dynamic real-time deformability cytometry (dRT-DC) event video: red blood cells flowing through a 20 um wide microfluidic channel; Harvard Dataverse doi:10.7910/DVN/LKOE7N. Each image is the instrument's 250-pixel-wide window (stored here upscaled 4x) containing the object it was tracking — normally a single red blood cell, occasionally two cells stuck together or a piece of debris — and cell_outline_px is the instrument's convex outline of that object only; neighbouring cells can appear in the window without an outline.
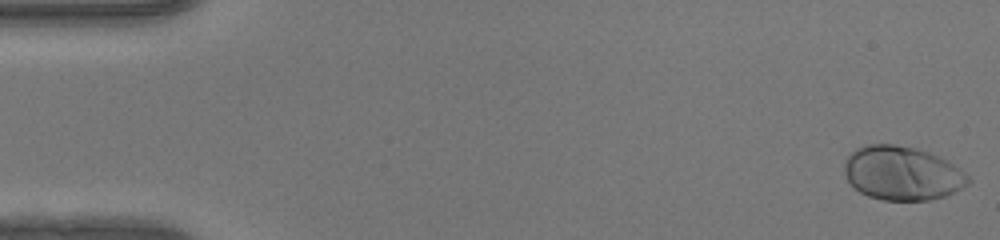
{"species": "human", "species_latin": "Homo sapiens", "temperature_condition": "warm", "stored_images_in_passage": 49, "camera_frame_rate_fps": 3000, "um_per_image_px": 0.085, "donor": {"sex": "female"}, "frame": {"image": 1, "passage_image": 1, "time_ms": 0.0, "image_size_px": [1000, 240], "cell_outline_px": [[972, 180], [968, 184], [944, 196], [928, 200], [884, 200], [868, 196], [860, 192], [848, 180], [844, 172], [844, 164], [848, 156], [856, 148], [868, 144], [892, 144], [912, 148], [928, 152], [952, 164], [964, 172]], "centroid_in_image_um": [76.66, 14.73], "position_along_channel_um": 8.3, "area_um2": 38.38}}
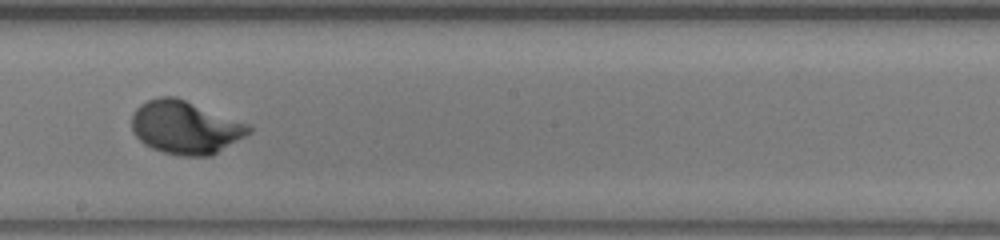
{"frame": {"image": 2, "passage_image": 28, "time_ms": 9.0, "image_size_px": [1000, 240], "cell_outline_px": [[252, 132], [212, 156], [180, 156], [164, 152], [152, 148], [144, 144], [132, 132], [132, 116], [136, 108], [140, 104], [148, 100], [160, 96], [176, 96], [248, 124], [252, 128]], "centroid_in_image_um": [15.75, 10.83], "position_along_channel_um": 232.5, "area_um2": 36.24}}
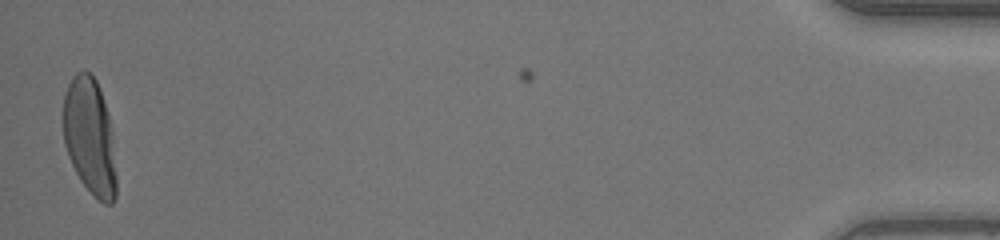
{"frame": {"image": 3, "passage_image": 49, "time_ms": 16.0, "image_size_px": [1000, 240], "cell_outline_px": [[116, 196], [112, 204], [104, 204], [80, 180], [68, 156], [64, 144], [64, 96], [68, 84], [72, 76], [76, 72], [84, 68], [96, 80], [104, 100], [108, 116], [112, 136], [116, 176]], "centroid_in_image_um": [7.62, 11.58], "position_along_channel_um": 427.6, "area_um2": 35.78}, "authors_computed_cell_mechanics": {"area_um2": 35.7204, "velocity_mm_per_s": 4.1592, "shape_relaxation_time_tau1_ms": 2.163, "shape_relaxation_time_tau2_ms": null, "deformation_change_tau1": 0.1681, "deformation_change_tau2": null}}